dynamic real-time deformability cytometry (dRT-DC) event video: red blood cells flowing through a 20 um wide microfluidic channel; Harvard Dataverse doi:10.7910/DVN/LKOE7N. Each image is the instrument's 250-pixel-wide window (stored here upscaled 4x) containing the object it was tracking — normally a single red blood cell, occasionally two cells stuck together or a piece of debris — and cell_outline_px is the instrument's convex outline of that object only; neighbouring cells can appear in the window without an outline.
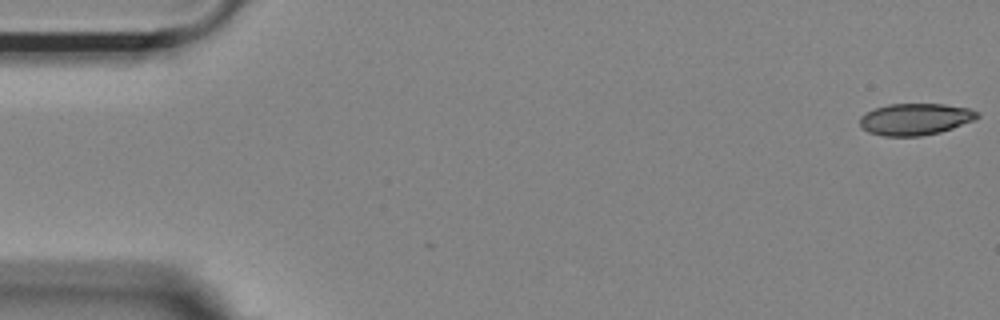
{"species": "Egyptian fruit bat (a non-hibernating species)", "species_latin": "Rousettus aegyptiacus", "temperature_condition": "room temperature", "stored_images_in_passage": 11, "camera_frame_rate_fps": 3000, "um_per_image_px": 0.085, "animal": {"sex": "female"}, "frame": {"image": 1, "passage_image": 1, "time_ms": 0.0, "image_size_px": [1000, 320], "cell_outline_px": [[980, 116], [972, 120], [952, 128], [940, 132], [920, 136], [884, 136], [868, 132], [860, 124], [860, 116], [872, 108], [888, 104], [944, 104], [968, 108], [980, 112]], "centroid_in_image_um": [77.78, 10.12], "position_along_channel_um": 7.2, "area_um2": 21.68}}